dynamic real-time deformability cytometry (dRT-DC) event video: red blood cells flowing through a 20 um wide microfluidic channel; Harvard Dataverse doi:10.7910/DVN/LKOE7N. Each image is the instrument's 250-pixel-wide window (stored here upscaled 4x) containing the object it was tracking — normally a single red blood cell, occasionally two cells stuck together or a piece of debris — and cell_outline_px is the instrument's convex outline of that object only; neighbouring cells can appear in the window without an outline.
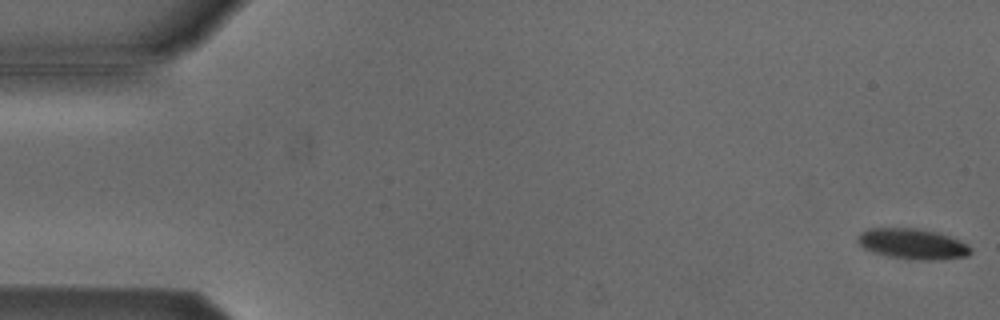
{"species": "Egyptian fruit bat (a non-hibernating species)", "species_latin": "Rousettus aegyptiacus", "temperature_condition": "cold", "stored_images_in_passage": 54, "camera_frame_rate_fps": 3000, "um_per_image_px": 0.085, "animal": {"sex": "male"}, "frame": {"image": 1, "passage_image": 1, "time_ms": 0.0, "image_size_px": [1000, 320], "cell_outline_px": [[972, 252], [968, 256], [940, 260], [916, 260], [888, 256], [872, 252], [864, 248], [856, 240], [860, 232], [868, 228], [920, 228], [936, 232], [960, 240], [968, 244], [972, 248]], "centroid_in_image_um": [77.59, 20.73], "position_along_channel_um": 7.4, "area_um2": 20.35}}
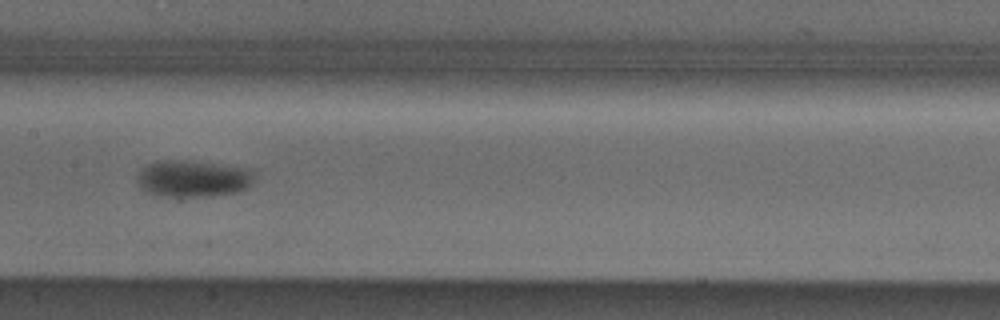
{"frame": {"image": 2, "passage_image": 27, "time_ms": 8.667, "image_size_px": [1000, 320], "cell_outline_px": [[252, 184], [248, 188], [236, 192], [212, 196], [160, 196], [148, 192], [140, 188], [136, 180], [140, 172], [148, 164], [156, 160], [188, 160], [248, 168], [252, 172]], "centroid_in_image_um": [16.39, 15.18], "position_along_channel_um": 191.0, "area_um2": 25.09}}
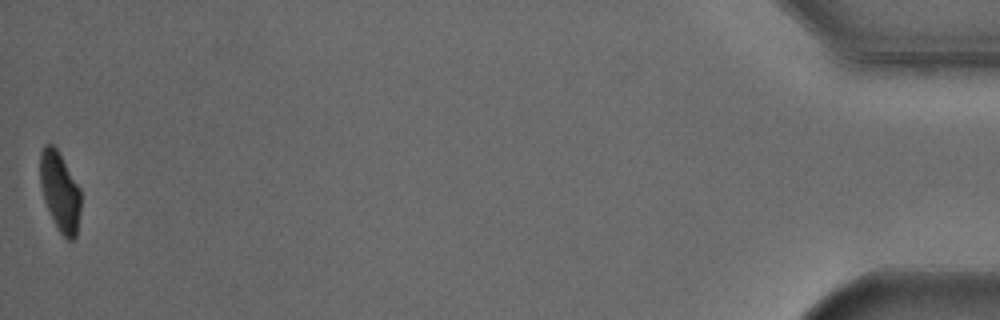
{"frame": {"image": 3, "passage_image": 54, "time_ms": 17.667, "image_size_px": [1000, 320], "cell_outline_px": [[80, 212], [76, 236], [72, 240], [68, 240], [60, 232], [44, 200], [40, 184], [40, 152], [44, 144], [52, 144], [56, 148], [80, 188]], "centroid_in_image_um": [5.09, 16.26], "position_along_channel_um": 430.1, "area_um2": 18.5}, "authors_computed_cell_mechanics": {"area_um2": 21.7328, "velocity_mm_per_s": 3.7915, "shape_relaxation_time_tau1_ms": 1.9056, "shape_relaxation_time_tau2_ms": null, "deformation_change_tau1": 0.1028, "deformation_change_tau2": null}}